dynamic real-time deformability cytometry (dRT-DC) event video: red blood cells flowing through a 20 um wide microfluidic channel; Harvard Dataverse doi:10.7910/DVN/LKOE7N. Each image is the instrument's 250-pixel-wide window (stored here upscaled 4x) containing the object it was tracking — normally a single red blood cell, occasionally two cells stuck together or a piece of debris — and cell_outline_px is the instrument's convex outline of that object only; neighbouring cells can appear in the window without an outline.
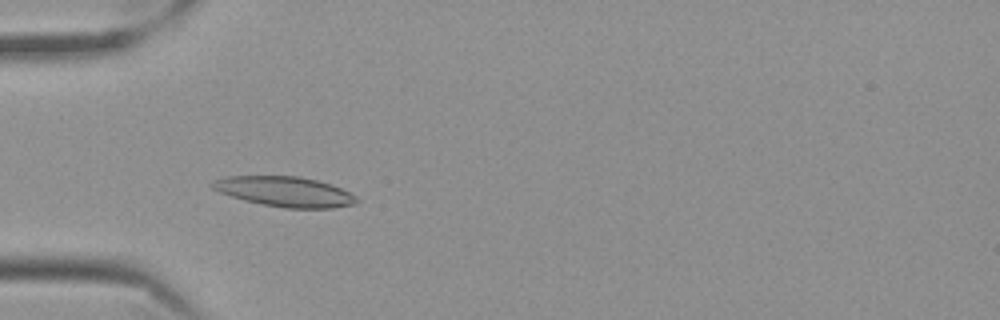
{"species": "Egyptian fruit bat (a non-hibernating species)", "species_latin": "Rousettus aegyptiacus", "temperature_condition": "cold", "stored_images_in_passage": 57, "camera_frame_rate_fps": 3000, "um_per_image_px": 0.085, "frame": {"image": 1, "passage_image": 17, "time_ms": 5.333, "image_size_px": [1000, 320], "cell_outline_px": [[360, 200], [356, 204], [332, 208], [284, 208], [260, 204], [244, 200], [220, 192], [212, 188], [208, 184], [216, 180], [228, 176], [300, 176], [332, 184], [356, 196]], "centroid_in_image_um": [24.23, 16.29], "position_along_channel_um": 60.8, "area_um2": 25.32}}
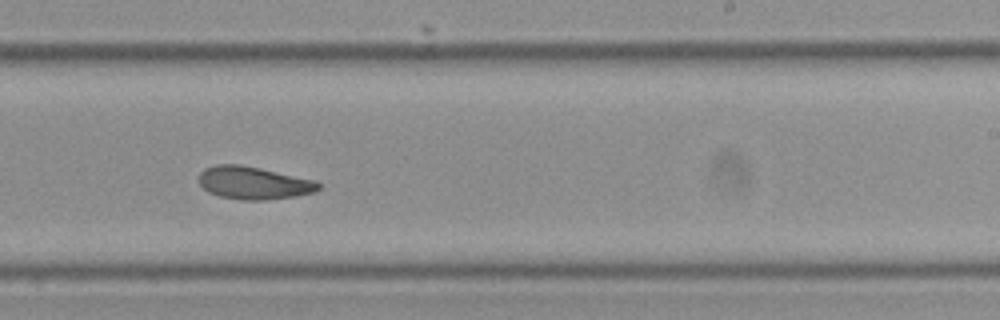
{"frame": {"image": 2, "passage_image": 35, "time_ms": 11.333, "image_size_px": [1000, 320], "cell_outline_px": [[320, 188], [316, 192], [296, 196], [264, 200], [240, 200], [220, 196], [208, 192], [200, 184], [200, 172], [204, 168], [216, 164], [240, 164], [260, 168], [316, 180], [320, 184]], "centroid_in_image_um": [21.57, 15.54], "position_along_channel_um": 267.4, "area_um2": 22.89}}
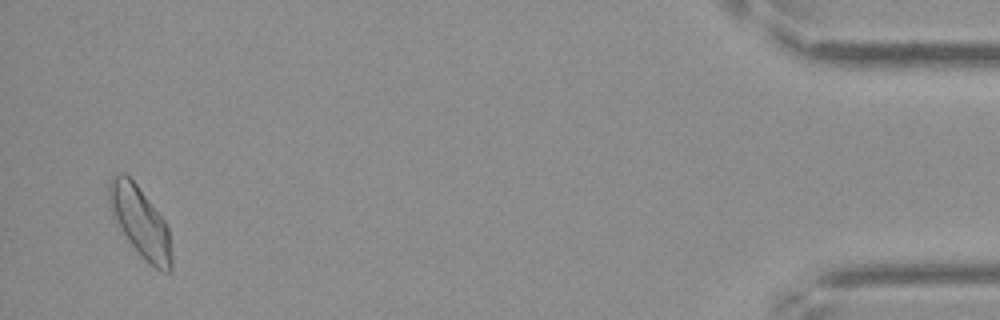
{"frame": {"image": 3, "passage_image": 55, "time_ms": 18.0, "image_size_px": [1000, 320], "cell_outline_px": [[172, 272], [160, 272], [144, 260], [128, 240], [120, 228], [116, 220], [108, 200], [108, 180], [112, 176], [124, 172], [136, 184], [164, 220], [168, 228], [172, 256]], "centroid_in_image_um": [11.93, 18.89], "position_along_channel_um": 423.3, "area_um2": 25.37}, "authors_computed_cell_mechanics": {"area_um2": 23.698, "velocity_mm_per_s": 3.5025, "shape_relaxation_time_tau1_ms": 6.1411, "shape_relaxation_time_tau2_ms": 5.1505, "deformation_change_tau1": 0.1145, "deformation_change_tau2": 0.1226}}